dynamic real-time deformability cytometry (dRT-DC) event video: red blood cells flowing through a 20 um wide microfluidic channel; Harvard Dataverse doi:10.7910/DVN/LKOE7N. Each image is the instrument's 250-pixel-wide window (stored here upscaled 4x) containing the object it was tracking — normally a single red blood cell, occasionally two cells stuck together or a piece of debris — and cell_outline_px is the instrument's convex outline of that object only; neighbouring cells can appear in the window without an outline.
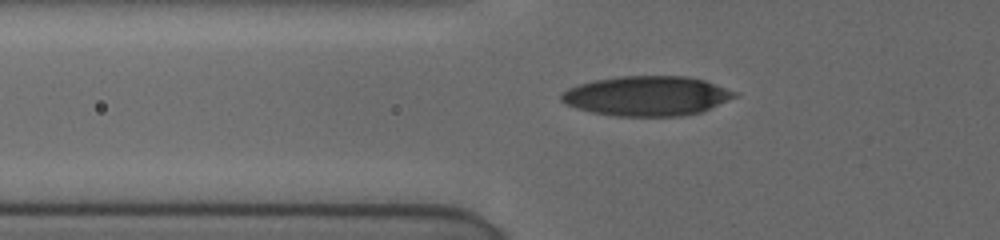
{"species": "human", "species_latin": "Homo sapiens", "temperature_condition": "cold", "stored_images_in_passage": 37, "camera_frame_rate_fps": 3000, "um_per_image_px": 0.085, "donor": {"sex": "female"}, "frame": {"image": 1, "passage_image": 5, "time_ms": 1.333, "image_size_px": [1000, 240], "cell_outline_px": [[740, 96], [700, 112], [680, 116], [616, 116], [592, 112], [568, 104], [560, 100], [560, 96], [568, 88], [592, 80], [620, 76], [688, 76], [704, 80], [736, 92]], "centroid_in_image_um": [55.01, 8.15], "position_along_channel_um": 70.8, "area_um2": 39.94}}
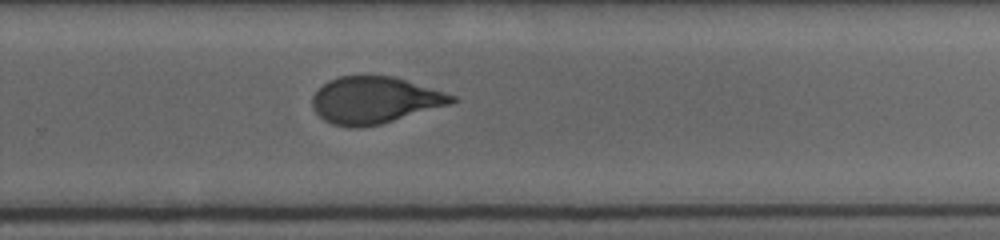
{"frame": {"image": 2, "passage_image": 22, "time_ms": 7.333, "image_size_px": [1000, 240], "cell_outline_px": [[460, 100], [452, 104], [380, 124], [360, 128], [352, 128], [332, 124], [324, 120], [316, 112], [312, 104], [312, 96], [328, 80], [340, 76], [364, 72], [368, 72], [392, 76], [456, 96]], "centroid_in_image_um": [31.83, 8.48], "position_along_channel_um": 298.0, "area_um2": 38.61}}
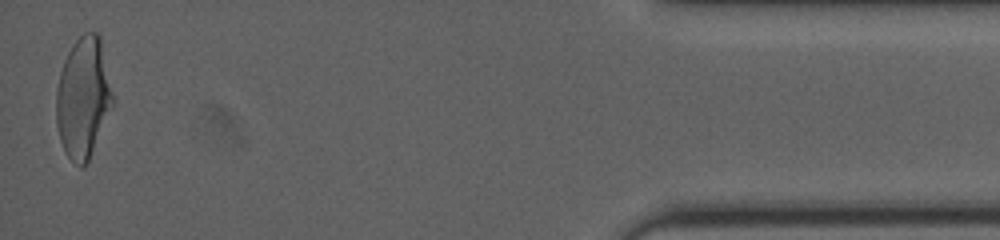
{"frame": {"image": 3, "passage_image": 37, "time_ms": 12.333, "image_size_px": [1000, 240], "cell_outline_px": [[112, 104], [88, 160], [80, 168], [68, 156], [60, 140], [56, 124], [56, 88], [60, 72], [64, 60], [72, 44], [84, 32], [96, 32], [100, 36], [112, 92]], "centroid_in_image_um": [7.04, 8.26], "position_along_channel_um": 428.2, "area_um2": 38.96}, "authors_computed_cell_mechanics": {"area_um2": 38.7838, "velocity_mm_per_s": 3.8925, "shape_relaxation_time_tau1_ms": 4.5729, "shape_relaxation_time_tau2_ms": 1.0967, "deformation_change_tau1": 0.1697, "deformation_change_tau2": 0.074}}